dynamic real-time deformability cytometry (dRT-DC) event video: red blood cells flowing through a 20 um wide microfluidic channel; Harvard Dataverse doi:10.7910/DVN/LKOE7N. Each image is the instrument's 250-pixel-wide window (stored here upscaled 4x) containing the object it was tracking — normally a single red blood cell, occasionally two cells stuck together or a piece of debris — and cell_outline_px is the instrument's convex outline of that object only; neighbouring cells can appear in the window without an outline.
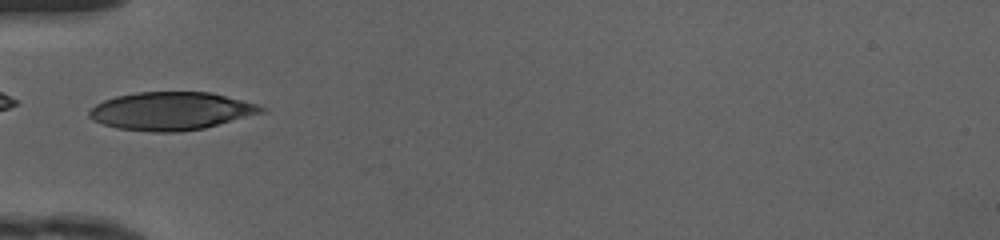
{"species": "human", "species_latin": "Homo sapiens", "temperature_condition": "cold", "stored_images_in_passage": 26, "camera_frame_rate_fps": 3000, "um_per_image_px": 0.085, "donor": {"sex": "female"}, "frame": {"image": 1, "passage_image": 1, "time_ms": 0.0, "image_size_px": [1000, 240], "cell_outline_px": [[268, 112], [204, 128], [176, 132], [152, 132], [116, 128], [92, 120], [88, 116], [88, 112], [96, 104], [104, 100], [116, 96], [136, 92], [208, 92], [256, 104], [268, 108]], "centroid_in_image_um": [14.56, 9.44], "position_along_channel_um": 70.4, "area_um2": 38.15}}
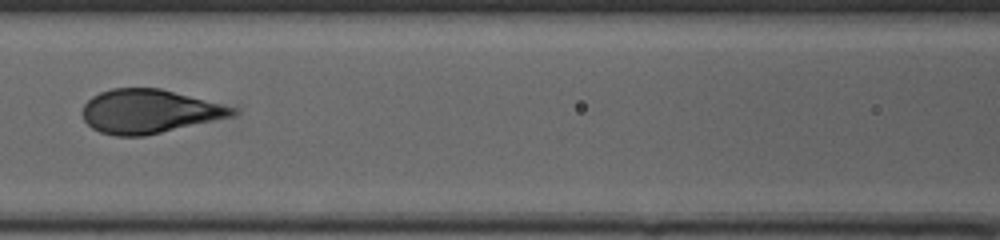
{"frame": {"image": 2, "passage_image": 7, "time_ms": 2.0, "image_size_px": [1000, 240], "cell_outline_px": [[240, 112], [232, 116], [144, 136], [116, 136], [100, 132], [92, 128], [84, 120], [80, 112], [84, 104], [92, 96], [100, 92], [112, 88], [160, 88], [236, 108]], "centroid_in_image_um": [12.62, 9.47], "position_along_channel_um": 154.0, "area_um2": 38.09}}
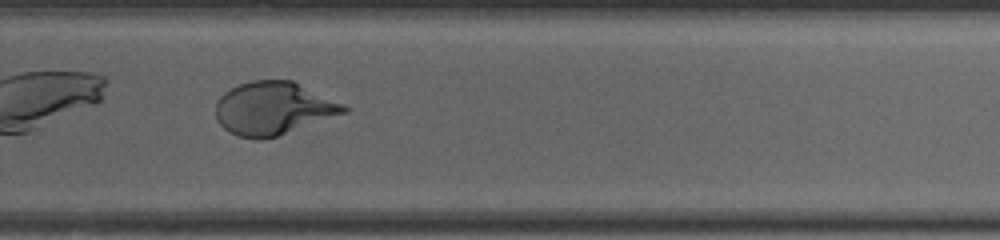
{"frame": {"image": 3, "passage_image": 18, "time_ms": 5.667, "image_size_px": [1000, 240], "cell_outline_px": [[348, 112], [276, 136], [260, 140], [256, 140], [240, 136], [228, 132], [216, 120], [216, 100], [224, 92], [240, 84], [252, 80], [292, 80], [344, 104], [348, 108]], "centroid_in_image_um": [23.21, 9.21], "position_along_channel_um": 306.6, "area_um2": 39.42}, "authors_computed_cell_mechanics": {"area_um2": 38.5815, "velocity_mm_per_s": 4.1796, "shape_relaxation_time_tau1_ms": 4.4546, "shape_relaxation_time_tau2_ms": null, "deformation_change_tau1": 0.2134, "deformation_change_tau2": null}}